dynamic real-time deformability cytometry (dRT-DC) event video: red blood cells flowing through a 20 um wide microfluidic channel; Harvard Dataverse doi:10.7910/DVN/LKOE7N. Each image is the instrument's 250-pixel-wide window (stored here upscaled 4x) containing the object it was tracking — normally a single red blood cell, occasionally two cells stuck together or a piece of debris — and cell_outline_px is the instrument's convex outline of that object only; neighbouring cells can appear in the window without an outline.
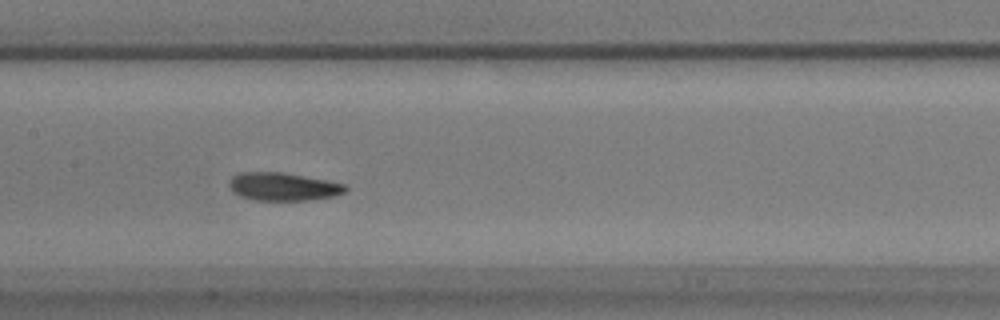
{"species": "common noctule bat (a hibernating species)", "species_latin": "Nyctalus noctula", "temperature_condition": "warm", "stored_images_in_passage": 50, "camera_frame_rate_fps": 3000, "um_per_image_px": 0.085, "animal": {"sex": "male", "body_mass_g": 17.9}, "frame": {"image": 1, "passage_image": 21, "time_ms": 6.667, "image_size_px": [1000, 320], "cell_outline_px": [[348, 188], [344, 192], [332, 196], [308, 200], [252, 200], [240, 196], [232, 192], [228, 184], [232, 176], [240, 172], [280, 172], [324, 180], [344, 184]], "centroid_in_image_um": [23.99, 15.87], "position_along_channel_um": 183.4, "area_um2": 18.79}}
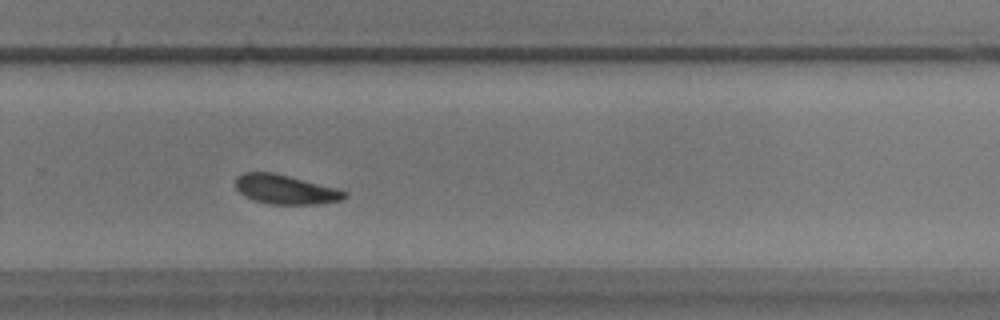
{"frame": {"image": 2, "passage_image": 31, "time_ms": 10.0, "image_size_px": [1000, 320], "cell_outline_px": [[348, 196], [340, 200], [320, 204], [268, 204], [252, 200], [244, 196], [236, 188], [236, 176], [244, 172], [272, 172], [336, 188], [348, 192]], "centroid_in_image_um": [24.24, 16.11], "position_along_channel_um": 305.6, "area_um2": 18.61}}
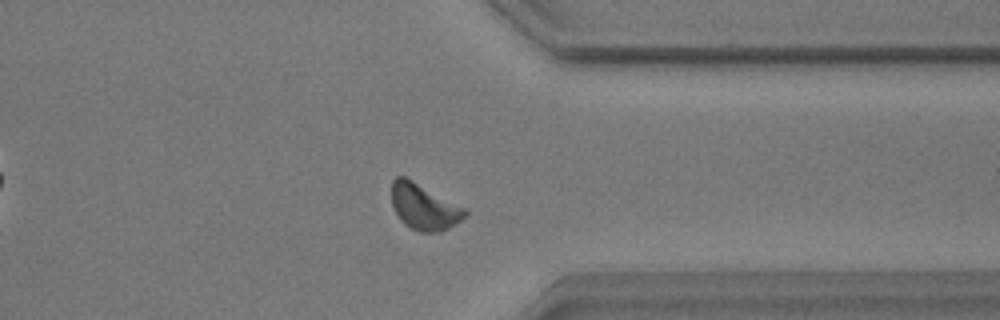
{"frame": {"image": 3, "passage_image": 37, "time_ms": 12.0, "image_size_px": [1000, 320], "cell_outline_px": [[468, 216], [456, 224], [440, 232], [420, 232], [404, 224], [400, 220], [392, 204], [392, 180], [396, 176], [404, 176], [468, 208]], "centroid_in_image_um": [36.09, 17.58], "position_along_channel_um": 375.3, "area_um2": 19.88}}